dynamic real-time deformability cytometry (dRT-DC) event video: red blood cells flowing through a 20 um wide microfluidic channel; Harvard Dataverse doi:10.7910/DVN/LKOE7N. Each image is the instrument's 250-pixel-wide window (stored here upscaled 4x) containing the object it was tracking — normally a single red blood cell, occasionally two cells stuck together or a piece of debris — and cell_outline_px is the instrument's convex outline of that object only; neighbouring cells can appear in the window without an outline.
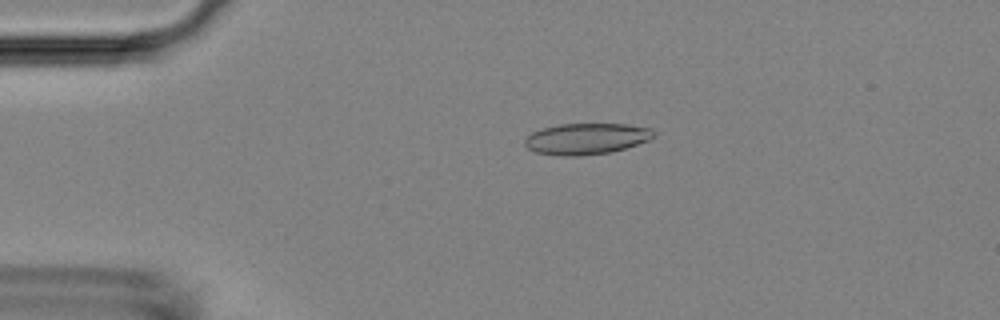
{"species": "Egyptian fruit bat (a non-hibernating species)", "species_latin": "Rousettus aegyptiacus", "temperature_condition": "room temperature", "stored_images_in_passage": 44, "camera_frame_rate_fps": 3000, "um_per_image_px": 0.085, "animal": {"sex": "female"}, "frame": {"image": 1, "passage_image": 3, "time_ms": 0.667, "image_size_px": [1000, 320], "cell_outline_px": [[656, 136], [648, 140], [612, 152], [580, 156], [560, 156], [536, 152], [528, 148], [524, 144], [524, 140], [532, 132], [544, 128], [560, 124], [628, 124], [652, 128], [656, 132]], "centroid_in_image_um": [49.87, 11.79], "position_along_channel_um": 35.1, "area_um2": 23.47}}
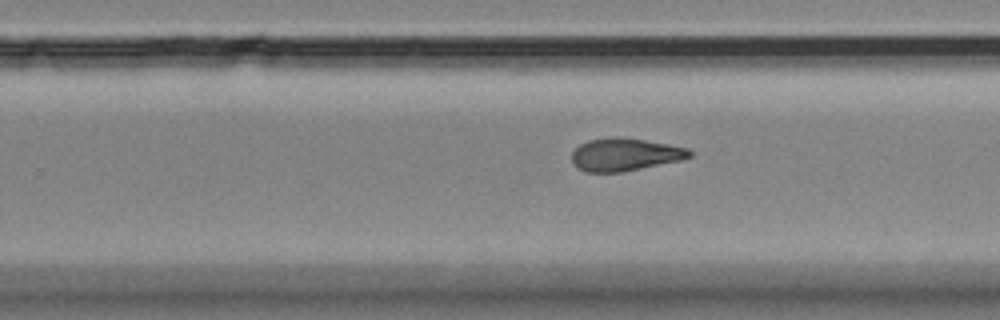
{"frame": {"image": 2, "passage_image": 25, "time_ms": 8.0, "image_size_px": [1000, 320], "cell_outline_px": [[692, 156], [684, 160], [620, 172], [584, 172], [576, 168], [572, 164], [572, 152], [580, 144], [588, 140], [612, 136], [620, 136], [668, 144], [688, 148], [692, 152]], "centroid_in_image_um": [53.1, 13.13], "position_along_channel_um": 276.7, "area_um2": 22.72}}
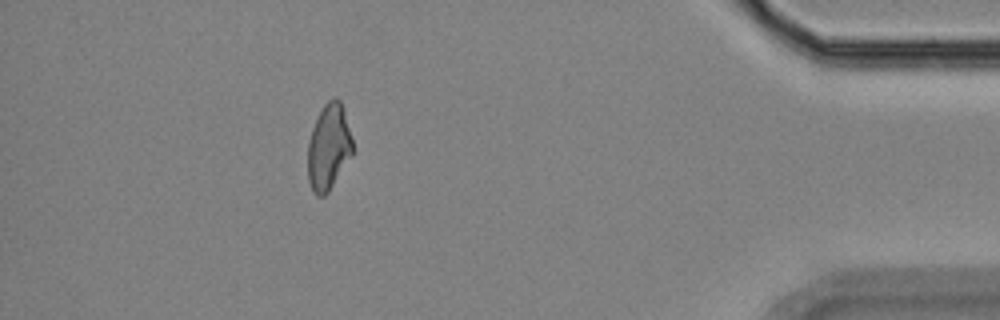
{"frame": {"image": 3, "passage_image": 39, "time_ms": 12.667, "image_size_px": [1000, 320], "cell_outline_px": [[352, 152], [328, 192], [324, 196], [316, 196], [312, 192], [308, 180], [308, 140], [312, 128], [324, 104], [328, 100], [336, 96], [340, 100], [344, 112], [352, 140]], "centroid_in_image_um": [27.9, 12.5], "position_along_channel_um": 407.3, "area_um2": 22.02}, "authors_computed_cell_mechanics": {"area_um2": 23.0044, "velocity_mm_per_s": 3.8173, "shape_relaxation_time_tau1_ms": 7.2288, "shape_relaxation_time_tau2_ms": 3.7007, "deformation_change_tau1": 0.1653, "deformation_change_tau2": 0.1284}}